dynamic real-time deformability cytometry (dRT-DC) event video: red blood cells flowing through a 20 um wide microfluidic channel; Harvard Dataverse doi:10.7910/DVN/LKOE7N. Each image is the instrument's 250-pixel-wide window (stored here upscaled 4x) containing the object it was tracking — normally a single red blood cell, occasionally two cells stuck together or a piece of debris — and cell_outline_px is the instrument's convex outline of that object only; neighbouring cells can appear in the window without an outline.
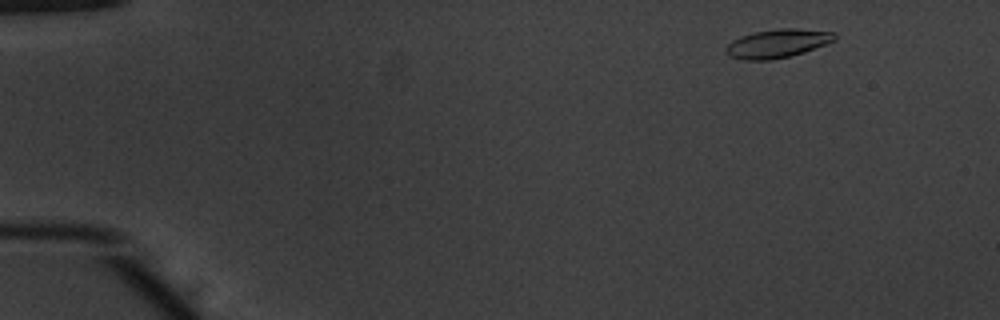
{"species": "common noctule bat (a hibernating species)", "species_latin": "Nyctalus noctula", "temperature_condition": "warm", "stored_images_in_passage": 51, "camera_frame_rate_fps": 3000, "um_per_image_px": 0.085, "animal": {"sex": "male", "body_mass_g": 20.1, "forearm_length_mm": 53.5}, "frame": {"image": 1, "passage_image": 4, "time_ms": 1.0, "image_size_px": [1000, 320], "cell_outline_px": [[836, 40], [804, 52], [772, 60], [744, 60], [732, 56], [728, 52], [728, 44], [732, 40], [740, 36], [752, 32], [780, 28], [796, 28], [836, 32]], "centroid_in_image_um": [66.13, 3.67], "position_along_channel_um": 18.9, "area_um2": 17.98}}
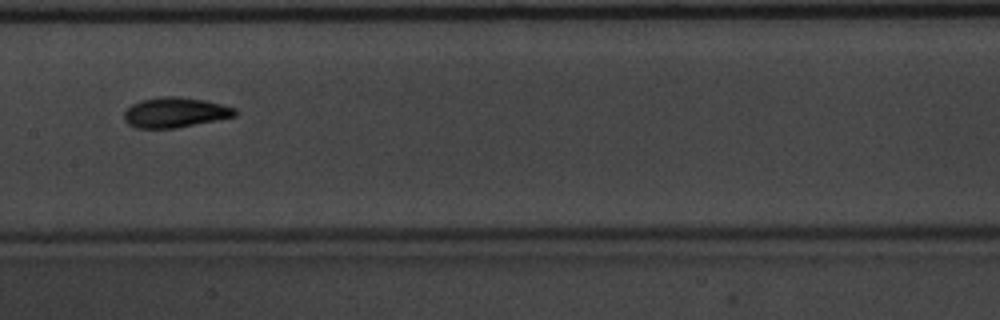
{"frame": {"image": 2, "passage_image": 26, "time_ms": 8.333, "image_size_px": [1000, 320], "cell_outline_px": [[236, 116], [176, 128], [136, 128], [128, 124], [124, 120], [124, 112], [132, 104], [140, 100], [160, 96], [180, 96], [208, 100], [236, 108]], "centroid_in_image_um": [14.88, 9.54], "position_along_channel_um": 192.5, "area_um2": 19.65}}
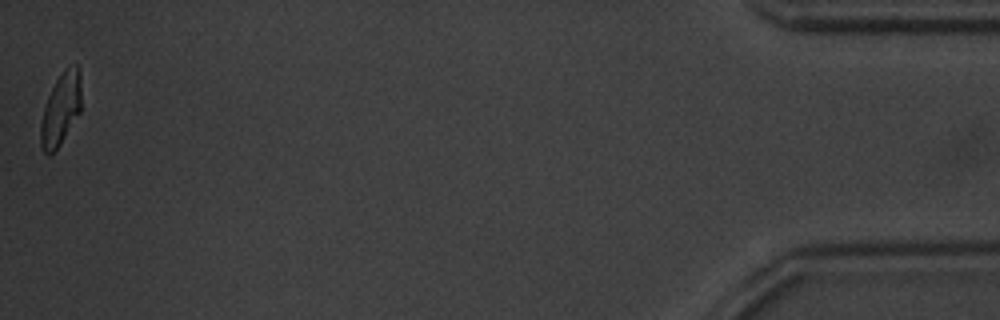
{"frame": {"image": 3, "passage_image": 51, "time_ms": 16.667, "image_size_px": [1000, 320], "cell_outline_px": [[80, 112], [60, 144], [48, 156], [44, 152], [40, 144], [40, 124], [44, 108], [48, 96], [56, 80], [64, 68], [76, 64], [80, 68]], "centroid_in_image_um": [5.16, 9.26], "position_along_channel_um": 430.0, "area_um2": 16.94}, "authors_computed_cell_mechanics": {"area_um2": 18.207, "velocity_mm_per_s": 3.892, "shape_relaxation_time_tau1_ms": 2.9905, "shape_relaxation_time_tau2_ms": 2.9543, "deformation_change_tau1": 0.1672, "deformation_change_tau2": 0.0928}}